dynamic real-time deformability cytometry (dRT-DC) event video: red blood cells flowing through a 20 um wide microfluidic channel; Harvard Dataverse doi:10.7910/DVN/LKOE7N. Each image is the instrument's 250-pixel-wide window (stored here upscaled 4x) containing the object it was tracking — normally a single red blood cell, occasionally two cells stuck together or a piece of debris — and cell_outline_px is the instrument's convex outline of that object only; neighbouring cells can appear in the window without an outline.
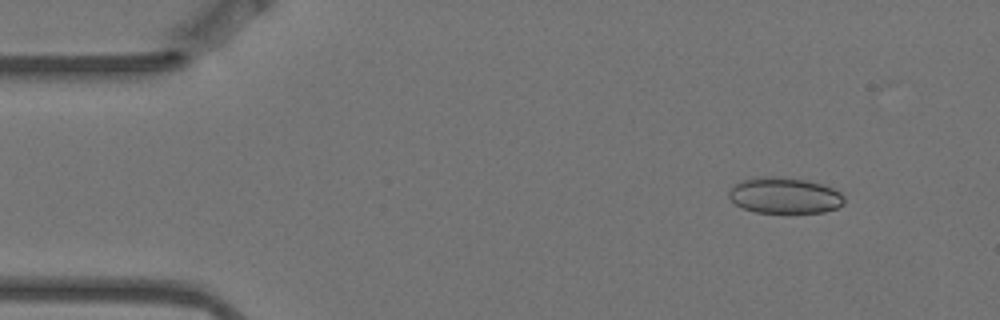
{"species": "Egyptian fruit bat (a non-hibernating species)", "species_latin": "Rousettus aegyptiacus", "temperature_condition": "warm", "stored_images_in_passage": 9, "camera_frame_rate_fps": 3000, "um_per_image_px": 0.085, "animal": {"sex": "female"}, "frame": {"image": 1, "passage_image": 2, "time_ms": 0.333, "image_size_px": [1000, 320], "cell_outline_px": [[844, 204], [836, 208], [824, 212], [756, 212], [744, 208], [736, 204], [728, 196], [728, 192], [732, 184], [740, 180], [764, 176], [776, 176], [804, 180], [824, 184], [840, 192], [844, 196]], "centroid_in_image_um": [66.67, 16.6], "position_along_channel_um": 18.3, "area_um2": 24.22}}
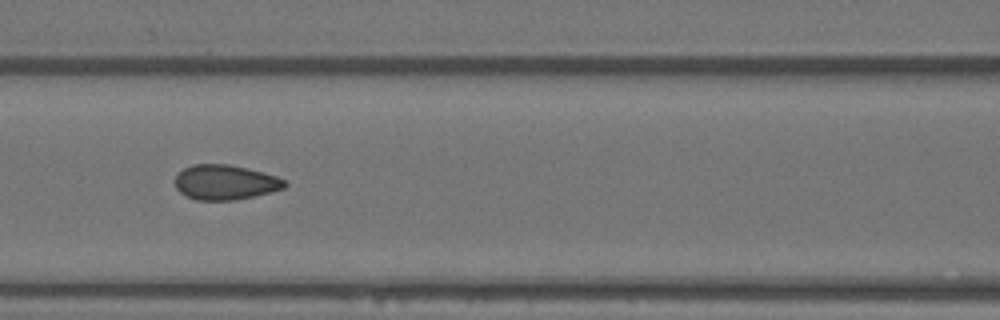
{"frame": {"image": 2, "passage_image": 7, "time_ms": 2.0, "image_size_px": [1000, 320], "cell_outline_px": [[288, 184], [284, 188], [272, 192], [236, 200], [196, 200], [180, 192], [176, 188], [176, 176], [184, 168], [192, 164], [228, 164], [276, 176], [284, 180]], "centroid_in_image_um": [19.14, 15.5], "position_along_channel_um": 147.5, "area_um2": 22.08}}
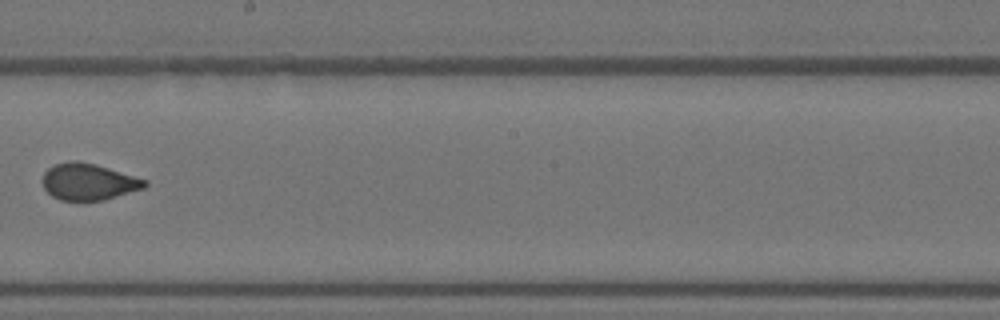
{"frame": {"image": 3, "passage_image": 9, "time_ms": 2.667, "image_size_px": [1000, 320], "cell_outline_px": [[148, 184], [144, 188], [104, 200], [60, 200], [52, 196], [44, 188], [40, 180], [44, 172], [48, 168], [56, 164], [72, 160], [76, 160], [96, 164], [148, 180]], "centroid_in_image_um": [7.5, 15.44], "position_along_channel_um": 240.7, "area_um2": 21.91}}